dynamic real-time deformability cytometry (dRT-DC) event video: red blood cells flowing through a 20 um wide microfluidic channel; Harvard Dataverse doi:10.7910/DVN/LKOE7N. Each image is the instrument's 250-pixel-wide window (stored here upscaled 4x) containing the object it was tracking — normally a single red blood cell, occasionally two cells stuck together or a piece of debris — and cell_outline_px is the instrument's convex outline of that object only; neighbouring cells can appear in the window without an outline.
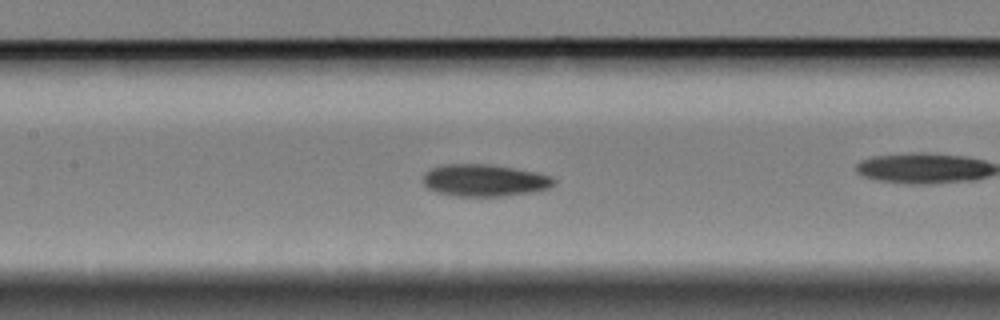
{"species": "Egyptian fruit bat (a non-hibernating species)", "species_latin": "Rousettus aegyptiacus", "temperature_condition": "cold", "stored_images_in_passage": 21, "camera_frame_rate_fps": 3000, "um_per_image_px": 0.085, "animal": {"sex": "female"}, "frame": {"image": 1, "passage_image": 12, "time_ms": 3.667, "image_size_px": [1000, 320], "cell_outline_px": [[556, 184], [548, 188], [536, 192], [500, 196], [452, 196], [436, 192], [428, 188], [424, 184], [424, 172], [432, 168], [444, 164], [492, 164], [536, 172], [552, 176], [556, 180]], "centroid_in_image_um": [41.21, 15.33], "position_along_channel_um": 166.2, "area_um2": 24.68}}
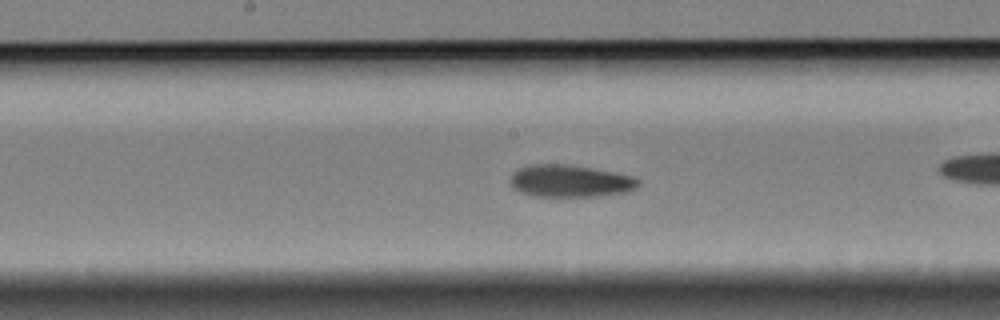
{"frame": {"image": 2, "passage_image": 15, "time_ms": 4.667, "image_size_px": [1000, 320], "cell_outline_px": [[640, 184], [632, 192], [600, 196], [532, 196], [516, 188], [512, 184], [512, 176], [520, 168], [532, 164], [564, 164], [592, 168], [616, 172], [632, 176], [640, 180]], "centroid_in_image_um": [48.58, 15.39], "position_along_channel_um": 199.6, "area_um2": 23.87}}